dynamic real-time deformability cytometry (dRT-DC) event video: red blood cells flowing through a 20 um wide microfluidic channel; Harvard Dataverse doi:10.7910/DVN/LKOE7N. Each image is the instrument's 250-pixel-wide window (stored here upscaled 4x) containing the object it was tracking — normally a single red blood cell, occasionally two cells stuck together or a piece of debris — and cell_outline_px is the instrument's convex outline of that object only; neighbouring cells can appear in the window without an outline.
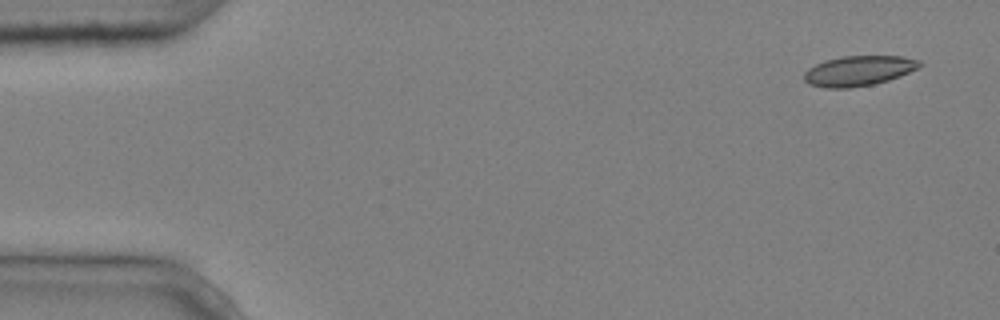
{"species": "common noctule bat (a hibernating species)", "species_latin": "Nyctalus noctula", "temperature_condition": "cold", "stored_images_in_passage": 7, "camera_frame_rate_fps": 3000, "um_per_image_px": 0.085, "animal": {"sex": "male", "body_mass_g": 20.4}, "frame": {"image": 1, "passage_image": 1, "time_ms": 0.0, "image_size_px": [1000, 320], "cell_outline_px": [[924, 64], [920, 68], [900, 76], [888, 80], [872, 84], [848, 88], [824, 88], [808, 84], [804, 80], [804, 72], [808, 68], [824, 60], [844, 56], [900, 56], [920, 60]], "centroid_in_image_um": [72.99, 6.01], "position_along_channel_um": 12.0, "area_um2": 20.4}}
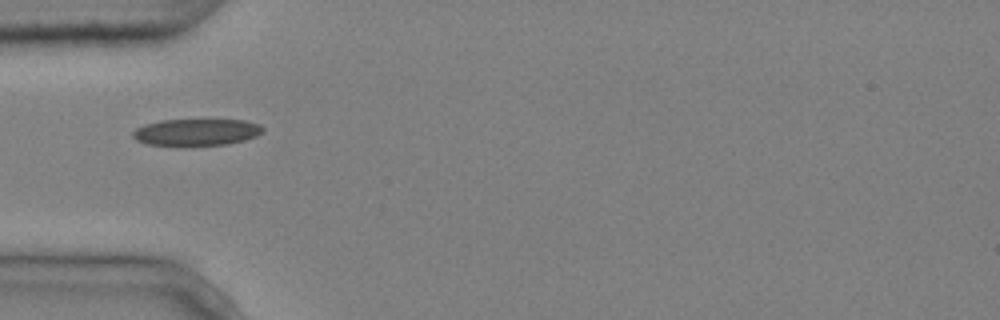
{"frame": {"image": 2, "passage_image": 5, "time_ms": 1.333, "image_size_px": [1000, 320], "cell_outline_px": [[264, 132], [256, 136], [244, 140], [228, 144], [192, 148], [180, 148], [148, 144], [136, 140], [132, 136], [132, 132], [136, 128], [144, 124], [160, 120], [244, 120], [260, 124], [264, 128]], "centroid_in_image_um": [16.67, 11.28], "position_along_channel_um": 68.3, "area_um2": 21.27}}